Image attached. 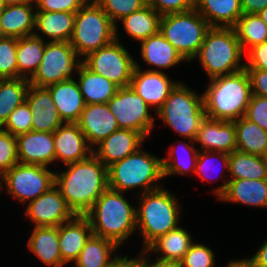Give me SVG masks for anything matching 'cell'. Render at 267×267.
I'll return each mask as SVG.
<instances>
[{
  "label": "cell",
  "instance_id": "6da1fadb",
  "mask_svg": "<svg viewBox=\"0 0 267 267\" xmlns=\"http://www.w3.org/2000/svg\"><path fill=\"white\" fill-rule=\"evenodd\" d=\"M55 171V186L76 215H85L108 188V168L92 153Z\"/></svg>",
  "mask_w": 267,
  "mask_h": 267
},
{
  "label": "cell",
  "instance_id": "7a4b0ae2",
  "mask_svg": "<svg viewBox=\"0 0 267 267\" xmlns=\"http://www.w3.org/2000/svg\"><path fill=\"white\" fill-rule=\"evenodd\" d=\"M93 235L113 241L119 248L136 230V207L124 193L109 187L85 214Z\"/></svg>",
  "mask_w": 267,
  "mask_h": 267
},
{
  "label": "cell",
  "instance_id": "3957f363",
  "mask_svg": "<svg viewBox=\"0 0 267 267\" xmlns=\"http://www.w3.org/2000/svg\"><path fill=\"white\" fill-rule=\"evenodd\" d=\"M203 92L207 118L235 121L245 115L252 96L251 82L247 70L209 79Z\"/></svg>",
  "mask_w": 267,
  "mask_h": 267
},
{
  "label": "cell",
  "instance_id": "277c9868",
  "mask_svg": "<svg viewBox=\"0 0 267 267\" xmlns=\"http://www.w3.org/2000/svg\"><path fill=\"white\" fill-rule=\"evenodd\" d=\"M138 194L136 229L142 236L143 250H146L160 236L179 226L182 205L176 195L164 187Z\"/></svg>",
  "mask_w": 267,
  "mask_h": 267
},
{
  "label": "cell",
  "instance_id": "5b68a950",
  "mask_svg": "<svg viewBox=\"0 0 267 267\" xmlns=\"http://www.w3.org/2000/svg\"><path fill=\"white\" fill-rule=\"evenodd\" d=\"M141 148L108 167L110 189L126 193L141 187L143 194L162 187V159Z\"/></svg>",
  "mask_w": 267,
  "mask_h": 267
},
{
  "label": "cell",
  "instance_id": "8992f818",
  "mask_svg": "<svg viewBox=\"0 0 267 267\" xmlns=\"http://www.w3.org/2000/svg\"><path fill=\"white\" fill-rule=\"evenodd\" d=\"M156 115L184 141H195L200 123L206 117L203 93L199 94L178 81Z\"/></svg>",
  "mask_w": 267,
  "mask_h": 267
},
{
  "label": "cell",
  "instance_id": "52a82bcc",
  "mask_svg": "<svg viewBox=\"0 0 267 267\" xmlns=\"http://www.w3.org/2000/svg\"><path fill=\"white\" fill-rule=\"evenodd\" d=\"M244 57L234 28L211 27L194 59L198 58L208 78L212 79L244 69Z\"/></svg>",
  "mask_w": 267,
  "mask_h": 267
},
{
  "label": "cell",
  "instance_id": "ba28073f",
  "mask_svg": "<svg viewBox=\"0 0 267 267\" xmlns=\"http://www.w3.org/2000/svg\"><path fill=\"white\" fill-rule=\"evenodd\" d=\"M115 39V24L94 0H88L75 16L70 45L82 60Z\"/></svg>",
  "mask_w": 267,
  "mask_h": 267
},
{
  "label": "cell",
  "instance_id": "9c48e42d",
  "mask_svg": "<svg viewBox=\"0 0 267 267\" xmlns=\"http://www.w3.org/2000/svg\"><path fill=\"white\" fill-rule=\"evenodd\" d=\"M211 26L196 10L163 15L159 32L174 46L180 55L192 62Z\"/></svg>",
  "mask_w": 267,
  "mask_h": 267
},
{
  "label": "cell",
  "instance_id": "30bf717a",
  "mask_svg": "<svg viewBox=\"0 0 267 267\" xmlns=\"http://www.w3.org/2000/svg\"><path fill=\"white\" fill-rule=\"evenodd\" d=\"M119 40L121 39H119L118 29L115 27V39L89 53L81 62L88 69L102 75L120 88L130 85L136 60Z\"/></svg>",
  "mask_w": 267,
  "mask_h": 267
},
{
  "label": "cell",
  "instance_id": "8fae6325",
  "mask_svg": "<svg viewBox=\"0 0 267 267\" xmlns=\"http://www.w3.org/2000/svg\"><path fill=\"white\" fill-rule=\"evenodd\" d=\"M4 184V185H3ZM55 185V172L42 165L17 163L1 176V188L22 204L35 200Z\"/></svg>",
  "mask_w": 267,
  "mask_h": 267
},
{
  "label": "cell",
  "instance_id": "7c38bea8",
  "mask_svg": "<svg viewBox=\"0 0 267 267\" xmlns=\"http://www.w3.org/2000/svg\"><path fill=\"white\" fill-rule=\"evenodd\" d=\"M81 61L70 42H49L47 39L41 63L29 83L47 87L71 79Z\"/></svg>",
  "mask_w": 267,
  "mask_h": 267
},
{
  "label": "cell",
  "instance_id": "4fadbf2b",
  "mask_svg": "<svg viewBox=\"0 0 267 267\" xmlns=\"http://www.w3.org/2000/svg\"><path fill=\"white\" fill-rule=\"evenodd\" d=\"M107 105L119 128L137 131L146 139L150 136L155 125L152 109L130 86L118 88Z\"/></svg>",
  "mask_w": 267,
  "mask_h": 267
},
{
  "label": "cell",
  "instance_id": "5bb4252c",
  "mask_svg": "<svg viewBox=\"0 0 267 267\" xmlns=\"http://www.w3.org/2000/svg\"><path fill=\"white\" fill-rule=\"evenodd\" d=\"M27 205L25 215L34 227H58L76 216L55 185Z\"/></svg>",
  "mask_w": 267,
  "mask_h": 267
},
{
  "label": "cell",
  "instance_id": "9a60e30c",
  "mask_svg": "<svg viewBox=\"0 0 267 267\" xmlns=\"http://www.w3.org/2000/svg\"><path fill=\"white\" fill-rule=\"evenodd\" d=\"M138 64L135 62L136 67L129 86L151 108H155V113L163 105L178 82L172 81L163 70L160 72L142 70Z\"/></svg>",
  "mask_w": 267,
  "mask_h": 267
},
{
  "label": "cell",
  "instance_id": "2e32d148",
  "mask_svg": "<svg viewBox=\"0 0 267 267\" xmlns=\"http://www.w3.org/2000/svg\"><path fill=\"white\" fill-rule=\"evenodd\" d=\"M145 141L146 138L141 133L119 128L97 144L93 148V154L108 168L136 152Z\"/></svg>",
  "mask_w": 267,
  "mask_h": 267
},
{
  "label": "cell",
  "instance_id": "e0dca14e",
  "mask_svg": "<svg viewBox=\"0 0 267 267\" xmlns=\"http://www.w3.org/2000/svg\"><path fill=\"white\" fill-rule=\"evenodd\" d=\"M55 161L64 165L87 159L93 149L88 145L78 123H63L53 133Z\"/></svg>",
  "mask_w": 267,
  "mask_h": 267
},
{
  "label": "cell",
  "instance_id": "ac0fdd59",
  "mask_svg": "<svg viewBox=\"0 0 267 267\" xmlns=\"http://www.w3.org/2000/svg\"><path fill=\"white\" fill-rule=\"evenodd\" d=\"M18 163L48 165L55 161L53 133L29 131L16 136Z\"/></svg>",
  "mask_w": 267,
  "mask_h": 267
},
{
  "label": "cell",
  "instance_id": "d6986e66",
  "mask_svg": "<svg viewBox=\"0 0 267 267\" xmlns=\"http://www.w3.org/2000/svg\"><path fill=\"white\" fill-rule=\"evenodd\" d=\"M77 123L92 149L119 129L117 119L109 110L107 103L85 104Z\"/></svg>",
  "mask_w": 267,
  "mask_h": 267
},
{
  "label": "cell",
  "instance_id": "ffe728a7",
  "mask_svg": "<svg viewBox=\"0 0 267 267\" xmlns=\"http://www.w3.org/2000/svg\"><path fill=\"white\" fill-rule=\"evenodd\" d=\"M25 101L33 115L32 131L54 133L64 123L46 87H37L30 84Z\"/></svg>",
  "mask_w": 267,
  "mask_h": 267
},
{
  "label": "cell",
  "instance_id": "44dd1931",
  "mask_svg": "<svg viewBox=\"0 0 267 267\" xmlns=\"http://www.w3.org/2000/svg\"><path fill=\"white\" fill-rule=\"evenodd\" d=\"M195 143L202 151H217L227 154L237 148L234 121L215 120L205 117L200 123Z\"/></svg>",
  "mask_w": 267,
  "mask_h": 267
},
{
  "label": "cell",
  "instance_id": "7402d4cb",
  "mask_svg": "<svg viewBox=\"0 0 267 267\" xmlns=\"http://www.w3.org/2000/svg\"><path fill=\"white\" fill-rule=\"evenodd\" d=\"M93 235L89 219L76 215L59 226V248L62 262L67 265L77 260L86 242Z\"/></svg>",
  "mask_w": 267,
  "mask_h": 267
},
{
  "label": "cell",
  "instance_id": "603a6c76",
  "mask_svg": "<svg viewBox=\"0 0 267 267\" xmlns=\"http://www.w3.org/2000/svg\"><path fill=\"white\" fill-rule=\"evenodd\" d=\"M35 3L6 4L0 13L1 36L21 38L34 35L35 31Z\"/></svg>",
  "mask_w": 267,
  "mask_h": 267
},
{
  "label": "cell",
  "instance_id": "cb8c5ba5",
  "mask_svg": "<svg viewBox=\"0 0 267 267\" xmlns=\"http://www.w3.org/2000/svg\"><path fill=\"white\" fill-rule=\"evenodd\" d=\"M226 177L222 185L212 190L217 199L225 192L229 180L267 179V158L235 150L229 154V172Z\"/></svg>",
  "mask_w": 267,
  "mask_h": 267
},
{
  "label": "cell",
  "instance_id": "d4e9b609",
  "mask_svg": "<svg viewBox=\"0 0 267 267\" xmlns=\"http://www.w3.org/2000/svg\"><path fill=\"white\" fill-rule=\"evenodd\" d=\"M64 123H77L85 107L78 82L71 78L46 87Z\"/></svg>",
  "mask_w": 267,
  "mask_h": 267
},
{
  "label": "cell",
  "instance_id": "484cf974",
  "mask_svg": "<svg viewBox=\"0 0 267 267\" xmlns=\"http://www.w3.org/2000/svg\"><path fill=\"white\" fill-rule=\"evenodd\" d=\"M139 43L142 61L152 66L148 71L160 72L179 65L182 61L187 62L160 32Z\"/></svg>",
  "mask_w": 267,
  "mask_h": 267
},
{
  "label": "cell",
  "instance_id": "4316f807",
  "mask_svg": "<svg viewBox=\"0 0 267 267\" xmlns=\"http://www.w3.org/2000/svg\"><path fill=\"white\" fill-rule=\"evenodd\" d=\"M218 200L267 209V179L229 180L225 192Z\"/></svg>",
  "mask_w": 267,
  "mask_h": 267
},
{
  "label": "cell",
  "instance_id": "83f0119b",
  "mask_svg": "<svg viewBox=\"0 0 267 267\" xmlns=\"http://www.w3.org/2000/svg\"><path fill=\"white\" fill-rule=\"evenodd\" d=\"M75 16L76 13L73 12L36 11L34 35L41 39L46 36L50 39L49 42H69L74 30Z\"/></svg>",
  "mask_w": 267,
  "mask_h": 267
},
{
  "label": "cell",
  "instance_id": "f1b7e54d",
  "mask_svg": "<svg viewBox=\"0 0 267 267\" xmlns=\"http://www.w3.org/2000/svg\"><path fill=\"white\" fill-rule=\"evenodd\" d=\"M27 247L46 267H64L59 248L58 227H34Z\"/></svg>",
  "mask_w": 267,
  "mask_h": 267
},
{
  "label": "cell",
  "instance_id": "f546056e",
  "mask_svg": "<svg viewBox=\"0 0 267 267\" xmlns=\"http://www.w3.org/2000/svg\"><path fill=\"white\" fill-rule=\"evenodd\" d=\"M75 73L85 104L107 103L119 88L112 81L88 69L82 62Z\"/></svg>",
  "mask_w": 267,
  "mask_h": 267
},
{
  "label": "cell",
  "instance_id": "4dcf8cb0",
  "mask_svg": "<svg viewBox=\"0 0 267 267\" xmlns=\"http://www.w3.org/2000/svg\"><path fill=\"white\" fill-rule=\"evenodd\" d=\"M194 239L182 226L172 229L155 240L146 251L157 255L156 259L178 265L187 253Z\"/></svg>",
  "mask_w": 267,
  "mask_h": 267
},
{
  "label": "cell",
  "instance_id": "1f68e13d",
  "mask_svg": "<svg viewBox=\"0 0 267 267\" xmlns=\"http://www.w3.org/2000/svg\"><path fill=\"white\" fill-rule=\"evenodd\" d=\"M195 9L211 27L233 28L243 15L241 0H197Z\"/></svg>",
  "mask_w": 267,
  "mask_h": 267
},
{
  "label": "cell",
  "instance_id": "d6a6232c",
  "mask_svg": "<svg viewBox=\"0 0 267 267\" xmlns=\"http://www.w3.org/2000/svg\"><path fill=\"white\" fill-rule=\"evenodd\" d=\"M118 249L113 241L92 235L73 263V267H110L120 256L114 255Z\"/></svg>",
  "mask_w": 267,
  "mask_h": 267
},
{
  "label": "cell",
  "instance_id": "836d02e7",
  "mask_svg": "<svg viewBox=\"0 0 267 267\" xmlns=\"http://www.w3.org/2000/svg\"><path fill=\"white\" fill-rule=\"evenodd\" d=\"M176 144L179 145L175 147L172 145L167 150L168 158H162L163 178L172 175L186 176L190 174L192 176V173L195 174L199 152V148H196L194 145L195 141L189 139V143L178 142Z\"/></svg>",
  "mask_w": 267,
  "mask_h": 267
},
{
  "label": "cell",
  "instance_id": "e575fe53",
  "mask_svg": "<svg viewBox=\"0 0 267 267\" xmlns=\"http://www.w3.org/2000/svg\"><path fill=\"white\" fill-rule=\"evenodd\" d=\"M46 42L35 35L21 37L17 40L18 78L30 79L41 63Z\"/></svg>",
  "mask_w": 267,
  "mask_h": 267
},
{
  "label": "cell",
  "instance_id": "d590c367",
  "mask_svg": "<svg viewBox=\"0 0 267 267\" xmlns=\"http://www.w3.org/2000/svg\"><path fill=\"white\" fill-rule=\"evenodd\" d=\"M161 17L154 8L146 5L118 22L122 23L127 35L140 42L159 32Z\"/></svg>",
  "mask_w": 267,
  "mask_h": 267
},
{
  "label": "cell",
  "instance_id": "8d00e7d4",
  "mask_svg": "<svg viewBox=\"0 0 267 267\" xmlns=\"http://www.w3.org/2000/svg\"><path fill=\"white\" fill-rule=\"evenodd\" d=\"M237 148L241 152L265 157L267 131L244 116L234 121Z\"/></svg>",
  "mask_w": 267,
  "mask_h": 267
},
{
  "label": "cell",
  "instance_id": "74e56055",
  "mask_svg": "<svg viewBox=\"0 0 267 267\" xmlns=\"http://www.w3.org/2000/svg\"><path fill=\"white\" fill-rule=\"evenodd\" d=\"M29 85L26 78L0 79V128L11 112L25 101Z\"/></svg>",
  "mask_w": 267,
  "mask_h": 267
},
{
  "label": "cell",
  "instance_id": "f35d334b",
  "mask_svg": "<svg viewBox=\"0 0 267 267\" xmlns=\"http://www.w3.org/2000/svg\"><path fill=\"white\" fill-rule=\"evenodd\" d=\"M233 28L244 53L267 41V24L257 13L243 14Z\"/></svg>",
  "mask_w": 267,
  "mask_h": 267
},
{
  "label": "cell",
  "instance_id": "ab89813d",
  "mask_svg": "<svg viewBox=\"0 0 267 267\" xmlns=\"http://www.w3.org/2000/svg\"><path fill=\"white\" fill-rule=\"evenodd\" d=\"M17 38L0 37V79L18 78Z\"/></svg>",
  "mask_w": 267,
  "mask_h": 267
},
{
  "label": "cell",
  "instance_id": "60d3db41",
  "mask_svg": "<svg viewBox=\"0 0 267 267\" xmlns=\"http://www.w3.org/2000/svg\"><path fill=\"white\" fill-rule=\"evenodd\" d=\"M118 27V21L123 17L137 12L146 6L141 0H94Z\"/></svg>",
  "mask_w": 267,
  "mask_h": 267
},
{
  "label": "cell",
  "instance_id": "b9f144b4",
  "mask_svg": "<svg viewBox=\"0 0 267 267\" xmlns=\"http://www.w3.org/2000/svg\"><path fill=\"white\" fill-rule=\"evenodd\" d=\"M217 158H218V161L221 162L223 170H226L227 172H229V154L224 153V152H217V151L199 150L198 158L196 162L195 175L200 177L202 181L207 180L208 182L212 183V181L209 179L208 174L212 173V171L216 172L214 171L215 166L213 163H215L214 160H217Z\"/></svg>",
  "mask_w": 267,
  "mask_h": 267
},
{
  "label": "cell",
  "instance_id": "7bdbcfd3",
  "mask_svg": "<svg viewBox=\"0 0 267 267\" xmlns=\"http://www.w3.org/2000/svg\"><path fill=\"white\" fill-rule=\"evenodd\" d=\"M32 116L27 102L24 101L11 112L1 129L14 136L32 131Z\"/></svg>",
  "mask_w": 267,
  "mask_h": 267
},
{
  "label": "cell",
  "instance_id": "ee69618b",
  "mask_svg": "<svg viewBox=\"0 0 267 267\" xmlns=\"http://www.w3.org/2000/svg\"><path fill=\"white\" fill-rule=\"evenodd\" d=\"M214 252L202 243L193 242L185 256L178 263V267H214Z\"/></svg>",
  "mask_w": 267,
  "mask_h": 267
},
{
  "label": "cell",
  "instance_id": "f6af8a7d",
  "mask_svg": "<svg viewBox=\"0 0 267 267\" xmlns=\"http://www.w3.org/2000/svg\"><path fill=\"white\" fill-rule=\"evenodd\" d=\"M17 163L16 136L0 128V176Z\"/></svg>",
  "mask_w": 267,
  "mask_h": 267
},
{
  "label": "cell",
  "instance_id": "bcb514c9",
  "mask_svg": "<svg viewBox=\"0 0 267 267\" xmlns=\"http://www.w3.org/2000/svg\"><path fill=\"white\" fill-rule=\"evenodd\" d=\"M244 117L267 131V98L252 95Z\"/></svg>",
  "mask_w": 267,
  "mask_h": 267
},
{
  "label": "cell",
  "instance_id": "7dc6e473",
  "mask_svg": "<svg viewBox=\"0 0 267 267\" xmlns=\"http://www.w3.org/2000/svg\"><path fill=\"white\" fill-rule=\"evenodd\" d=\"M88 0H34L36 11L76 13Z\"/></svg>",
  "mask_w": 267,
  "mask_h": 267
},
{
  "label": "cell",
  "instance_id": "c3c4849f",
  "mask_svg": "<svg viewBox=\"0 0 267 267\" xmlns=\"http://www.w3.org/2000/svg\"><path fill=\"white\" fill-rule=\"evenodd\" d=\"M197 0H152L150 6L161 16L195 9Z\"/></svg>",
  "mask_w": 267,
  "mask_h": 267
},
{
  "label": "cell",
  "instance_id": "681fc988",
  "mask_svg": "<svg viewBox=\"0 0 267 267\" xmlns=\"http://www.w3.org/2000/svg\"><path fill=\"white\" fill-rule=\"evenodd\" d=\"M245 69H259L267 71V41L254 45L246 53Z\"/></svg>",
  "mask_w": 267,
  "mask_h": 267
},
{
  "label": "cell",
  "instance_id": "f907efd6",
  "mask_svg": "<svg viewBox=\"0 0 267 267\" xmlns=\"http://www.w3.org/2000/svg\"><path fill=\"white\" fill-rule=\"evenodd\" d=\"M251 82L252 95L267 98V71L246 69Z\"/></svg>",
  "mask_w": 267,
  "mask_h": 267
},
{
  "label": "cell",
  "instance_id": "816d5d0a",
  "mask_svg": "<svg viewBox=\"0 0 267 267\" xmlns=\"http://www.w3.org/2000/svg\"><path fill=\"white\" fill-rule=\"evenodd\" d=\"M140 253L141 254L137 255V267H178L177 264L168 261L159 259H154L153 261L150 258L151 254L146 250H142Z\"/></svg>",
  "mask_w": 267,
  "mask_h": 267
},
{
  "label": "cell",
  "instance_id": "f5cc1de1",
  "mask_svg": "<svg viewBox=\"0 0 267 267\" xmlns=\"http://www.w3.org/2000/svg\"><path fill=\"white\" fill-rule=\"evenodd\" d=\"M243 260L250 267H267V239L251 258L248 259L247 257L245 259L243 258Z\"/></svg>",
  "mask_w": 267,
  "mask_h": 267
},
{
  "label": "cell",
  "instance_id": "db71d44e",
  "mask_svg": "<svg viewBox=\"0 0 267 267\" xmlns=\"http://www.w3.org/2000/svg\"><path fill=\"white\" fill-rule=\"evenodd\" d=\"M267 6V0H241L243 14L259 13Z\"/></svg>",
  "mask_w": 267,
  "mask_h": 267
},
{
  "label": "cell",
  "instance_id": "11a10c76",
  "mask_svg": "<svg viewBox=\"0 0 267 267\" xmlns=\"http://www.w3.org/2000/svg\"><path fill=\"white\" fill-rule=\"evenodd\" d=\"M110 267H137V257L119 256Z\"/></svg>",
  "mask_w": 267,
  "mask_h": 267
},
{
  "label": "cell",
  "instance_id": "9f6ffc18",
  "mask_svg": "<svg viewBox=\"0 0 267 267\" xmlns=\"http://www.w3.org/2000/svg\"><path fill=\"white\" fill-rule=\"evenodd\" d=\"M226 267H250L243 259L229 261Z\"/></svg>",
  "mask_w": 267,
  "mask_h": 267
},
{
  "label": "cell",
  "instance_id": "6f0895ef",
  "mask_svg": "<svg viewBox=\"0 0 267 267\" xmlns=\"http://www.w3.org/2000/svg\"><path fill=\"white\" fill-rule=\"evenodd\" d=\"M261 19L267 24V6L261 10L259 13H257Z\"/></svg>",
  "mask_w": 267,
  "mask_h": 267
},
{
  "label": "cell",
  "instance_id": "680465c9",
  "mask_svg": "<svg viewBox=\"0 0 267 267\" xmlns=\"http://www.w3.org/2000/svg\"><path fill=\"white\" fill-rule=\"evenodd\" d=\"M31 0H4L6 4H15V3H26Z\"/></svg>",
  "mask_w": 267,
  "mask_h": 267
},
{
  "label": "cell",
  "instance_id": "91938a15",
  "mask_svg": "<svg viewBox=\"0 0 267 267\" xmlns=\"http://www.w3.org/2000/svg\"><path fill=\"white\" fill-rule=\"evenodd\" d=\"M5 6H6V3L4 2V0H0V13L3 11Z\"/></svg>",
  "mask_w": 267,
  "mask_h": 267
},
{
  "label": "cell",
  "instance_id": "94428289",
  "mask_svg": "<svg viewBox=\"0 0 267 267\" xmlns=\"http://www.w3.org/2000/svg\"><path fill=\"white\" fill-rule=\"evenodd\" d=\"M144 4L150 5L152 0H141Z\"/></svg>",
  "mask_w": 267,
  "mask_h": 267
}]
</instances>
